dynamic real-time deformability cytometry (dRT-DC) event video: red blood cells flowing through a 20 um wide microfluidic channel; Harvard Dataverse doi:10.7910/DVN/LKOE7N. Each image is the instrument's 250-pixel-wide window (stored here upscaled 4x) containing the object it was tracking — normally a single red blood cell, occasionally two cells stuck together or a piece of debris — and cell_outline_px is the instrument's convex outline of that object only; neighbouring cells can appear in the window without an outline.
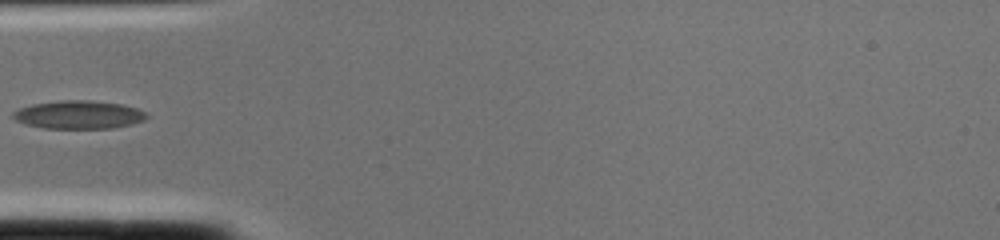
{"species": "common noctule bat (a hibernating species)", "species_latin": "Nyctalus noctula", "temperature_condition": "cold", "stored_images_in_passage": 2, "camera_frame_rate_fps": 3000, "um_per_image_px": 0.085, "animal": {"sex": "female", "body_mass_g": 22.0, "forearm_length_mm": 56.7}, "frame": {"image": 1, "passage_image": 2, "time_ms": 0.333, "image_size_px": [1000, 240], "cell_outline_px": [[148, 116], [144, 120], [132, 124], [112, 128], [44, 128], [24, 124], [16, 120], [12, 116], [12, 112], [20, 108], [32, 104], [60, 100], [92, 100], [120, 104], [136, 108], [144, 112]], "centroid_in_image_um": [6.66, 9.75], "position_along_channel_um": 78.3, "area_um2": 21.91}}